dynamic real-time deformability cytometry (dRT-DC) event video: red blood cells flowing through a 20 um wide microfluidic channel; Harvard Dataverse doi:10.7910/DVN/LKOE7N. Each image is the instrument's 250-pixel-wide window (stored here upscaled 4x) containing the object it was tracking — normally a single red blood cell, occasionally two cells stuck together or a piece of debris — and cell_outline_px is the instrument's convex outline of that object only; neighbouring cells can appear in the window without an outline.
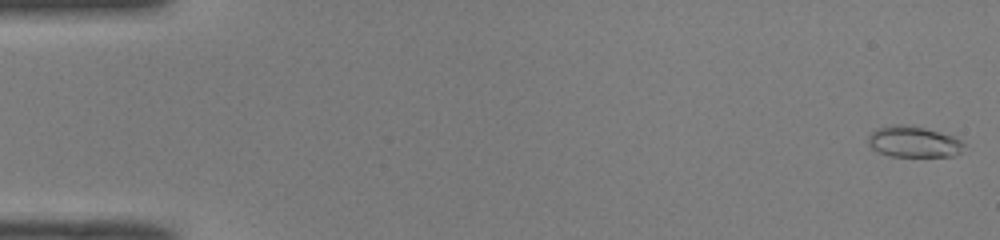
{"species": "common noctule bat (a hibernating species)", "species_latin": "Nyctalus noctula", "temperature_condition": "room temperature", "stored_images_in_passage": 51, "camera_frame_rate_fps": 3000, "um_per_image_px": 0.085, "animal": {"sex": "male", "body_mass_g": 19.0, "forearm_length_mm": 50.8}, "frame": {"image": 1, "passage_image": 1, "time_ms": 0.0, "image_size_px": [1000, 240], "cell_outline_px": [[964, 144], [960, 152], [952, 156], [892, 156], [876, 152], [868, 144], [868, 136], [876, 128], [892, 124], [904, 124], [924, 128], [956, 136]], "centroid_in_image_um": [77.62, 12.04], "position_along_channel_um": 7.4, "area_um2": 17.4}}
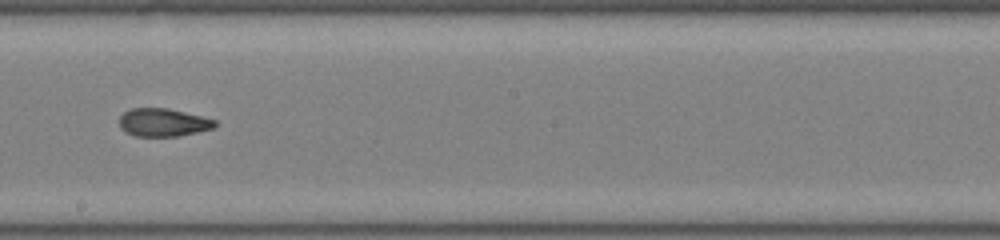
{"frame": {"image": 2, "passage_image": 29, "time_ms": 9.333, "image_size_px": [1000, 240], "cell_outline_px": [[216, 124], [212, 128], [180, 136], [136, 136], [124, 132], [120, 128], [120, 116], [124, 112], [132, 108], [168, 108], [216, 120]], "centroid_in_image_um": [13.82, 10.41], "position_along_channel_um": 234.4, "area_um2": 15.49}}
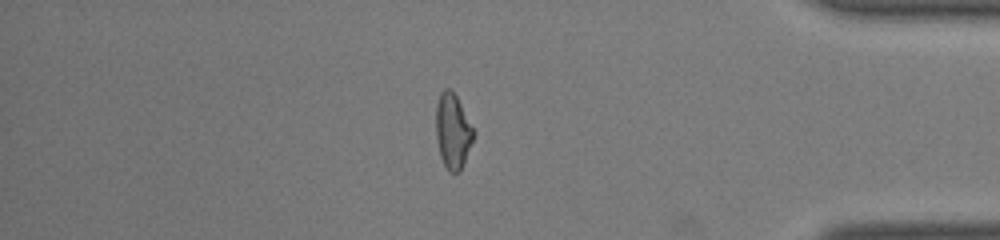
{"frame": {"image": 3, "passage_image": 43, "time_ms": 14.0, "image_size_px": [1000, 240], "cell_outline_px": [[476, 132], [460, 172], [448, 172], [440, 156], [436, 136], [436, 104], [440, 92], [444, 88], [448, 88], [456, 96]], "centroid_in_image_um": [38.48, 11.15], "position_along_channel_um": 396.7, "area_um2": 16.42}, "authors_computed_cell_mechanics": {"area_um2": 16.5886, "velocity_mm_per_s": 4.094, "shape_relaxation_time_tau1_ms": 7.6714, "shape_relaxation_time_tau2_ms": 1.808, "deformation_change_tau1": 0.2237, "deformation_change_tau2": 0.0828}}